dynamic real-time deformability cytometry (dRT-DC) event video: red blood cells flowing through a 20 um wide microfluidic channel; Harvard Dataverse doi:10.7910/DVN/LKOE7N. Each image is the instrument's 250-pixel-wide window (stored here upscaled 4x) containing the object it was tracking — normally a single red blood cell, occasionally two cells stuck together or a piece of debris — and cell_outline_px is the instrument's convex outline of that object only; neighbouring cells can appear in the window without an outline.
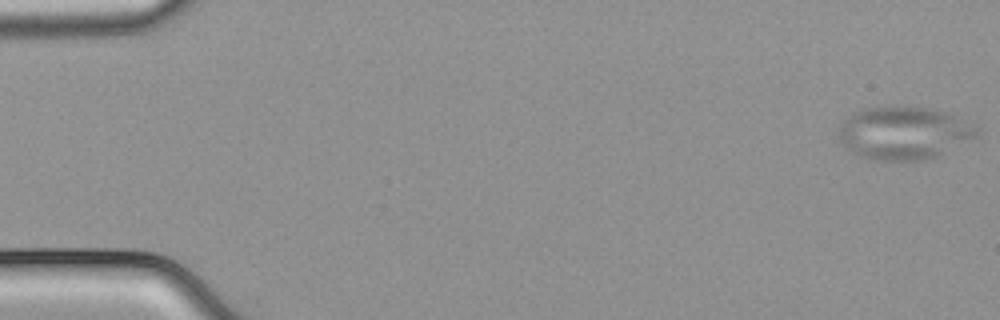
{"species": "common noctule bat (a hibernating species)", "species_latin": "Nyctalus noctula", "temperature_condition": "cold", "stored_images_in_passage": 40, "camera_frame_rate_fps": 3000, "um_per_image_px": 0.085, "animal": {"sex": "male", "body_mass_g": 21.5, "forearm_length_mm": 52.0}, "frame": {"image": 1, "passage_image": 1, "time_ms": 0.0, "image_size_px": [1000, 320], "cell_outline_px": [[980, 136], [936, 156], [924, 160], [868, 160], [852, 152], [840, 140], [840, 128], [844, 120], [848, 116], [860, 108], [924, 108], [948, 112], [976, 124], [980, 128]], "centroid_in_image_um": [76.9, 11.32], "position_along_channel_um": 8.1, "area_um2": 42.31}}